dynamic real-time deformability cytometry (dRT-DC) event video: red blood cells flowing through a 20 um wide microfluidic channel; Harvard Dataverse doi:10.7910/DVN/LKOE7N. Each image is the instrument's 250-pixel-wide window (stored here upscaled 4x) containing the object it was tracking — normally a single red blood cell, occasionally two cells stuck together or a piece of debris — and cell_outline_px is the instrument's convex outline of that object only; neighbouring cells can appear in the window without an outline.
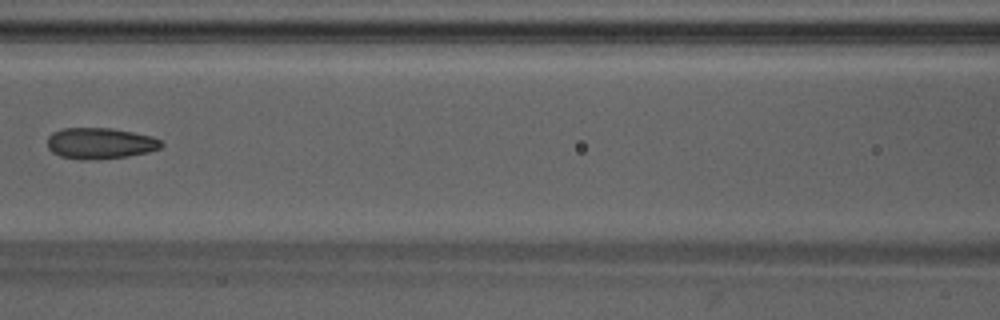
{"species": "Egyptian fruit bat (a non-hibernating species)", "species_latin": "Rousettus aegyptiacus", "temperature_condition": "warm", "stored_images_in_passage": 5, "camera_frame_rate_fps": 3000, "um_per_image_px": 0.085, "animal": {"sex": "male"}, "frame": {"image": 1, "passage_image": 5, "time_ms": 1.333, "image_size_px": [1000, 320], "cell_outline_px": [[164, 144], [160, 148], [148, 152], [128, 156], [84, 160], [60, 156], [52, 152], [48, 148], [48, 136], [52, 132], [64, 128], [108, 128], [132, 132], [152, 136], [160, 140]], "centroid_in_image_um": [8.5, 12.18], "position_along_channel_um": 158.1, "area_um2": 20.52}}